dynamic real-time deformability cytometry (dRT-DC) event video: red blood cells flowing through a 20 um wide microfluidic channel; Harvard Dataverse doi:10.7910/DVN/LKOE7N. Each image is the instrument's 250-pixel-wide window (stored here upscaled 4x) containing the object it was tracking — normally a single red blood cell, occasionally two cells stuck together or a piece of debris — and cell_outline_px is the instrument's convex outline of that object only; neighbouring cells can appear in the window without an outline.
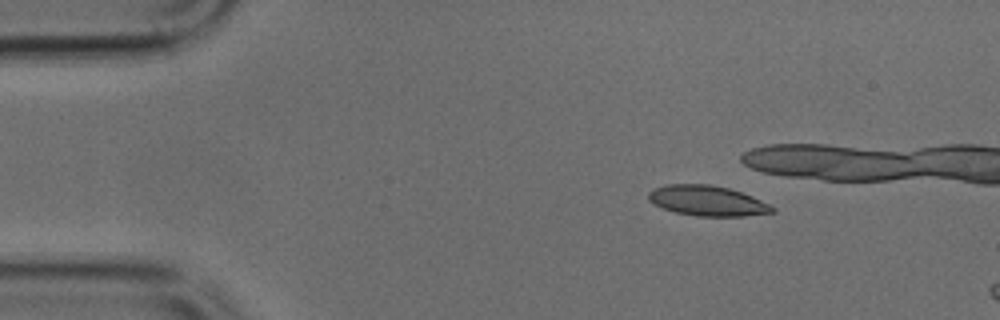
{"species": "common noctule bat (a hibernating species)", "species_latin": "Nyctalus noctula", "temperature_condition": "cold", "stored_images_in_passage": 12, "camera_frame_rate_fps": 3000, "um_per_image_px": 0.085, "animal": {"sex": "male", "body_mass_g": 17.9, "forearm_length_mm": 54.2}, "frame": {"image": 1, "passage_image": 6, "time_ms": 1.667, "image_size_px": [1000, 320], "cell_outline_px": [[776, 212], [744, 216], [696, 216], [676, 212], [652, 204], [648, 200], [648, 192], [656, 188], [668, 184], [712, 184], [728, 188], [752, 196], [776, 208]], "centroid_in_image_um": [60.12, 17.06], "position_along_channel_um": 24.9, "area_um2": 21.79}}